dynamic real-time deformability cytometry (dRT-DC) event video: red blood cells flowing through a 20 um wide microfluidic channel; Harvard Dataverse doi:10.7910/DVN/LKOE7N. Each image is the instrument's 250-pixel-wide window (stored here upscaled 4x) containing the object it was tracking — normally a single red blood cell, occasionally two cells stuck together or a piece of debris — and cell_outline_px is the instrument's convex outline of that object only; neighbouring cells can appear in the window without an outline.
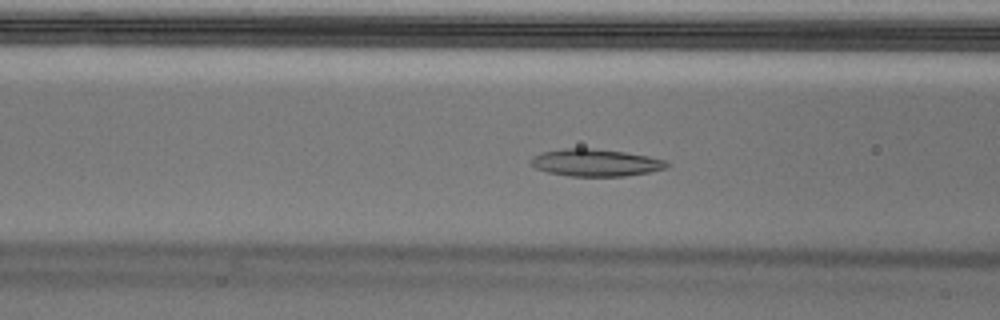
{"species": "Egyptian fruit bat (a non-hibernating species)", "species_latin": "Rousettus aegyptiacus", "temperature_condition": "cold", "stored_images_in_passage": 55, "segment_of_instrument_passage": [1, 3], "camera_frame_rate_fps": 3000, "um_per_image_px": 0.085, "animal": {"sex": "male"}, "frame": {"image": 1, "passage_image": 21, "time_ms": 6.667, "image_size_px": [1000, 320], "cell_outline_px": [[668, 164], [664, 168], [648, 172], [624, 176], [568, 176], [548, 172], [536, 168], [532, 164], [532, 156], [540, 152], [564, 148], [592, 148], [624, 152], [648, 156], [664, 160]], "centroid_in_image_um": [50.58, 13.82], "position_along_channel_um": 116.0, "area_um2": 21.33}}
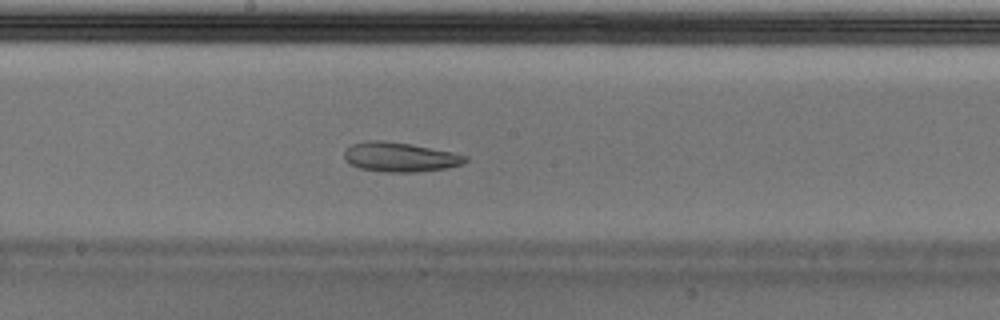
{"frame": {"image": 2, "passage_image": 29, "time_ms": 9.333, "image_size_px": [1000, 320], "cell_outline_px": [[468, 160], [460, 164], [448, 168], [416, 172], [384, 172], [360, 168], [344, 160], [344, 148], [352, 144], [368, 140], [384, 140], [408, 144], [452, 152], [468, 156]], "centroid_in_image_um": [33.96, 13.35], "position_along_channel_um": 214.2, "area_um2": 20.75}}
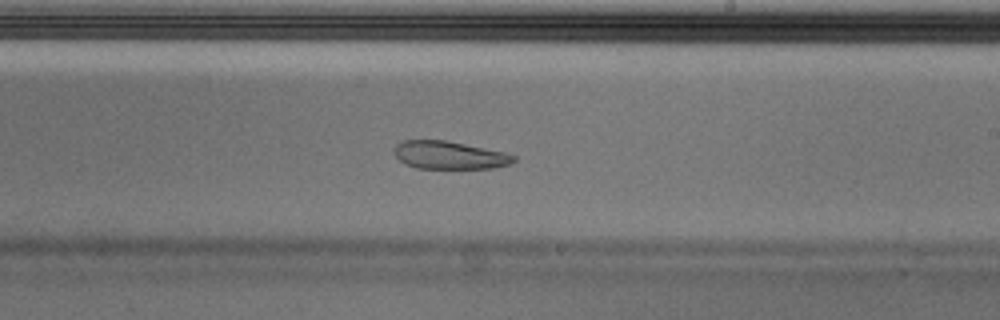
{"frame": {"image": 3, "passage_image": 32, "time_ms": 10.333, "image_size_px": [1000, 320], "cell_outline_px": [[516, 160], [508, 164], [492, 168], [416, 168], [404, 164], [396, 156], [396, 144], [404, 140], [444, 140], [504, 152], [516, 156]], "centroid_in_image_um": [38.19, 13.19], "position_along_channel_um": 250.8, "area_um2": 19.13}}